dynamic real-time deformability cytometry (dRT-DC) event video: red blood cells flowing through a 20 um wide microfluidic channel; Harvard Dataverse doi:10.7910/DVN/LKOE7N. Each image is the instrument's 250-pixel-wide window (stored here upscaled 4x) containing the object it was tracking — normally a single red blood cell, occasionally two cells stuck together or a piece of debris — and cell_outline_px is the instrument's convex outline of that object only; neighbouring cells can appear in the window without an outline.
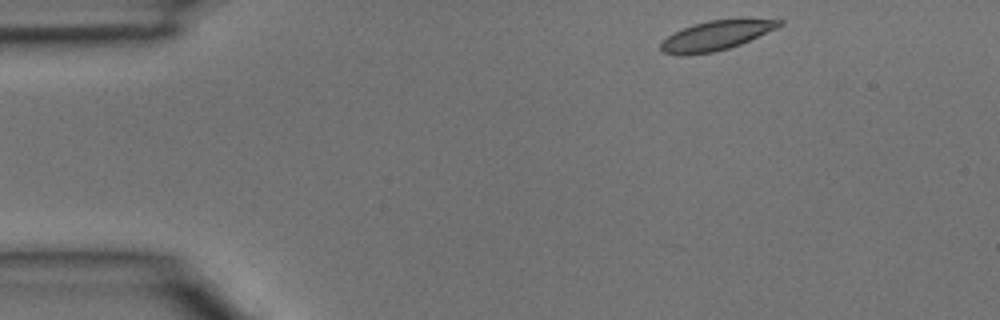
{"species": "common noctule bat (a hibernating species)", "species_latin": "Nyctalus noctula", "temperature_condition": "room temperature", "stored_images_in_passage": 4, "segment_of_instrument_passage": [2, 2], "camera_frame_rate_fps": 3000, "um_per_image_px": 0.085, "animal": {"sex": "male", "body_mass_g": 15.6}, "frame": {"image": 1, "passage_image": 4, "time_ms": 1.0, "image_size_px": [1000, 320], "cell_outline_px": [[784, 24], [776, 28], [740, 44], [728, 48], [712, 52], [664, 52], [660, 48], [660, 44], [672, 32], [692, 24], [708, 20], [740, 16], [784, 20]], "centroid_in_image_um": [61.01, 2.9], "position_along_channel_um": 24.0, "area_um2": 20.35}}